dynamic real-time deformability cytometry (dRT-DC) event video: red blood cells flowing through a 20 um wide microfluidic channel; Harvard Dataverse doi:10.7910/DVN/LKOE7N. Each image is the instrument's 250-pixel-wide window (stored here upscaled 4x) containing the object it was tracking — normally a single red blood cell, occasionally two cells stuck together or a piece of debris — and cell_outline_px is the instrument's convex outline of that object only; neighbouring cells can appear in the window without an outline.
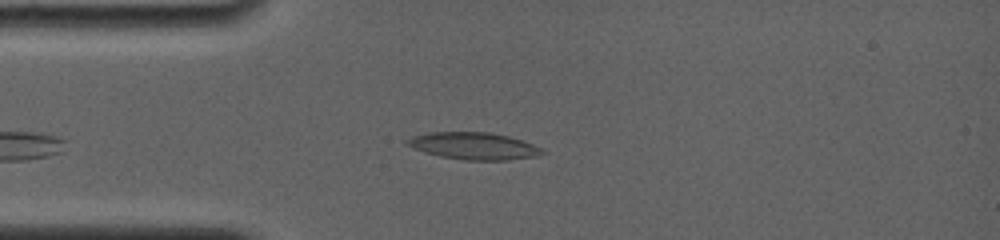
{"species": "common noctule bat (a hibernating species)", "species_latin": "Nyctalus noctula", "temperature_condition": "room temperature", "stored_images_in_passage": 10, "camera_frame_rate_fps": 4000, "um_per_image_px": 0.085, "animal": {"sex": "female", "body_mass_g": 19.0, "forearm_length_mm": 56.7}, "frame": {"image": 1, "passage_image": 5, "time_ms": 3.25, "image_size_px": [1000, 240], "cell_outline_px": [[548, 152], [536, 156], [508, 160], [464, 160], [440, 156], [404, 144], [404, 140], [412, 136], [428, 132], [488, 132], [508, 136], [544, 148]], "centroid_in_image_um": [40.29, 12.4], "position_along_channel_um": 44.7, "area_um2": 21.27}}
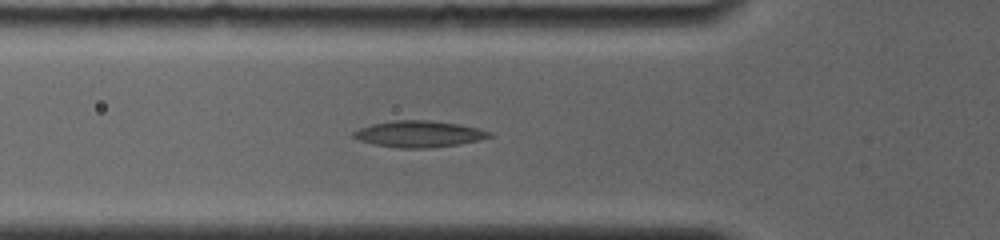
{"frame": {"image": 2, "passage_image": 7, "time_ms": 4.75, "image_size_px": [1000, 240], "cell_outline_px": [[492, 136], [480, 140], [460, 144], [428, 148], [400, 148], [376, 144], [360, 140], [352, 136], [352, 132], [360, 128], [372, 124], [396, 120], [432, 120], [460, 124], [492, 132]], "centroid_in_image_um": [35.64, 11.38], "position_along_channel_um": 90.2, "area_um2": 20.81}}
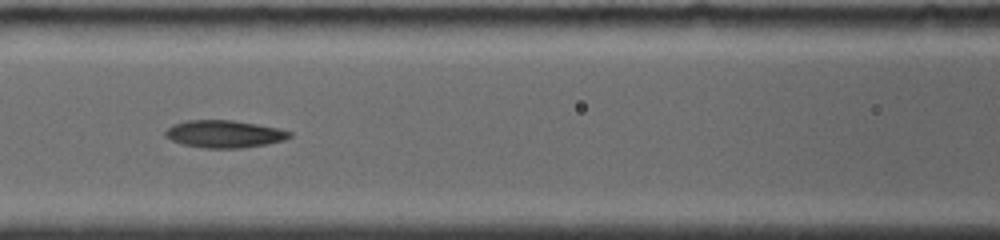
{"frame": {"image": 3, "passage_image": 9, "time_ms": 6.25, "image_size_px": [1000, 240], "cell_outline_px": [[292, 136], [284, 140], [268, 144], [240, 148], [204, 148], [184, 144], [172, 140], [164, 136], [164, 132], [172, 124], [184, 120], [232, 120], [280, 128], [292, 132]], "centroid_in_image_um": [19.07, 11.38], "position_along_channel_um": 147.5, "area_um2": 19.94}}